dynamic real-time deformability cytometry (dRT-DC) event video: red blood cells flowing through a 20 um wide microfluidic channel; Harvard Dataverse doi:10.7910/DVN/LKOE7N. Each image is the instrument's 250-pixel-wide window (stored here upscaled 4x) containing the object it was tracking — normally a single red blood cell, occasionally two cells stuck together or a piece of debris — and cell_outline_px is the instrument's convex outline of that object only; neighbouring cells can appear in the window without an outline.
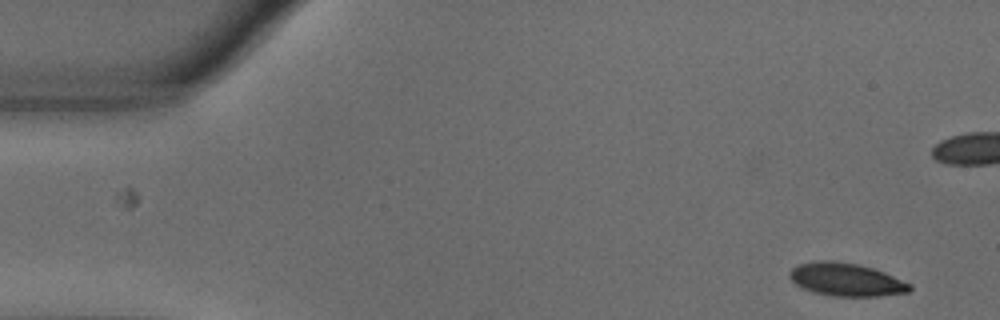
{"species": "common noctule bat (a hibernating species)", "species_latin": "Nyctalus noctula", "temperature_condition": "warm", "stored_images_in_passage": 16, "camera_frame_rate_fps": 3000, "um_per_image_px": 0.085, "animal": {"sex": "male", "body_mass_g": 18.8}, "frame": {"image": 1, "passage_image": 3, "time_ms": 0.667, "image_size_px": [1000, 320], "cell_outline_px": [[912, 288], [908, 292], [880, 296], [832, 296], [816, 292], [804, 288], [796, 284], [788, 276], [788, 272], [792, 268], [800, 264], [812, 260], [836, 260], [860, 264], [884, 272], [912, 284]], "centroid_in_image_um": [71.92, 23.74], "position_along_channel_um": 13.1, "area_um2": 23.24}}